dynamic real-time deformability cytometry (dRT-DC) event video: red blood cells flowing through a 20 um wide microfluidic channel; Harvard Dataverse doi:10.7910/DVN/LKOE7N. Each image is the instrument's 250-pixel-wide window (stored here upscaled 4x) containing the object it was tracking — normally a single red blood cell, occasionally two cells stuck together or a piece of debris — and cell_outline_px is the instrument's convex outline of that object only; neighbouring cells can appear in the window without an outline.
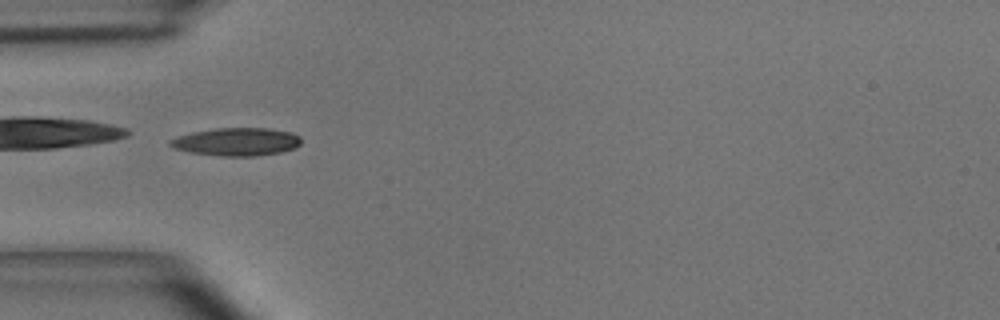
{"species": "common noctule bat (a hibernating species)", "species_latin": "Nyctalus noctula", "temperature_condition": "room temperature", "stored_images_in_passage": 5, "camera_frame_rate_fps": 3000, "um_per_image_px": 0.085, "animal": {"sex": "male", "body_mass_g": 15.6}, "frame": {"image": 1, "passage_image": 4, "time_ms": 1.0, "image_size_px": [1000, 320], "cell_outline_px": [[300, 144], [296, 148], [280, 152], [256, 156], [224, 156], [192, 152], [176, 148], [168, 144], [168, 140], [192, 132], [216, 128], [268, 128], [292, 132], [300, 136]], "centroid_in_image_um": [20.16, 12.04], "position_along_channel_um": 64.8, "area_um2": 21.21}}
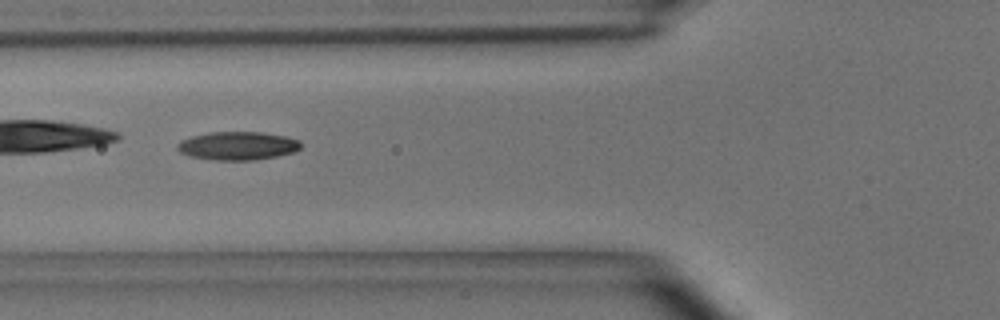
{"frame": {"image": 2, "passage_image": 5, "time_ms": 1.333, "image_size_px": [1000, 320], "cell_outline_px": [[300, 148], [292, 152], [276, 156], [256, 160], [216, 160], [192, 156], [180, 152], [176, 148], [176, 144], [192, 136], [208, 132], [260, 132], [288, 136], [300, 140]], "centroid_in_image_um": [20.22, 12.38], "position_along_channel_um": 105.6, "area_um2": 20.29}}